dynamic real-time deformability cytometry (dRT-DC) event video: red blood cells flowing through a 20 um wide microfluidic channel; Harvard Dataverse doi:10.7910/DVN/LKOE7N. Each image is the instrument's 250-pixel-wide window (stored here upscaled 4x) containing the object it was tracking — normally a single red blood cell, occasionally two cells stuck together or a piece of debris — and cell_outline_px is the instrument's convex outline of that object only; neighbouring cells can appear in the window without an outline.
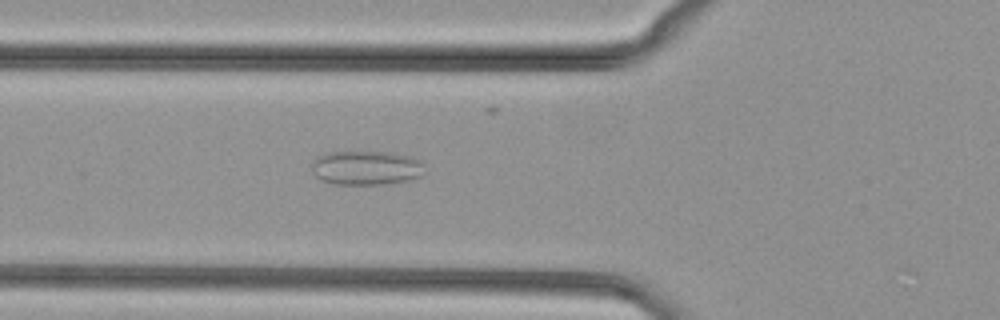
{"species": "common noctule bat (a hibernating species)", "species_latin": "Nyctalus noctula", "temperature_condition": "cold", "stored_images_in_passage": 46, "camera_frame_rate_fps": 3000, "um_per_image_px": 0.085, "animal": {"sex": "female", "body_mass_g": 29.2, "forearm_length_mm": 56.3}, "frame": {"image": 1, "passage_image": 15, "time_ms": 4.667, "image_size_px": [1000, 320], "cell_outline_px": [[424, 164], [420, 176], [408, 180], [384, 184], [336, 184], [320, 180], [312, 172], [312, 160], [316, 156], [324, 152], [392, 152], [412, 156], [424, 160]], "centroid_in_image_um": [31.11, 14.25], "position_along_channel_um": 94.7, "area_um2": 22.83}}
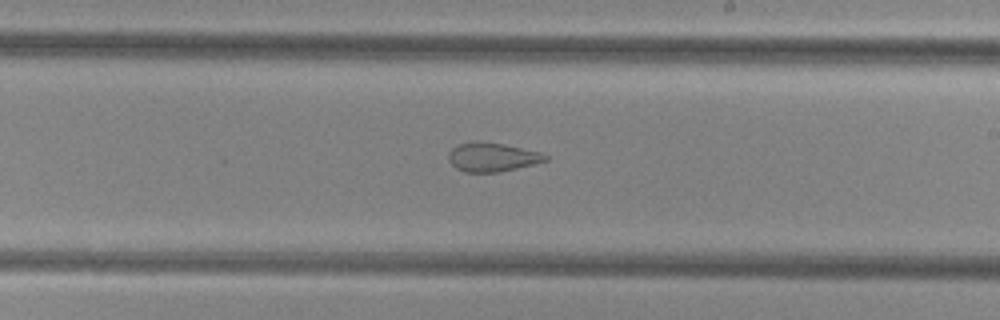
{"frame": {"image": 2, "passage_image": 26, "time_ms": 8.333, "image_size_px": [1000, 320], "cell_outline_px": [[548, 160], [500, 172], [464, 172], [456, 168], [448, 160], [448, 152], [452, 148], [460, 144], [504, 144], [540, 152], [548, 156]], "centroid_in_image_um": [41.85, 13.4], "position_along_channel_um": 247.2, "area_um2": 15.66}}
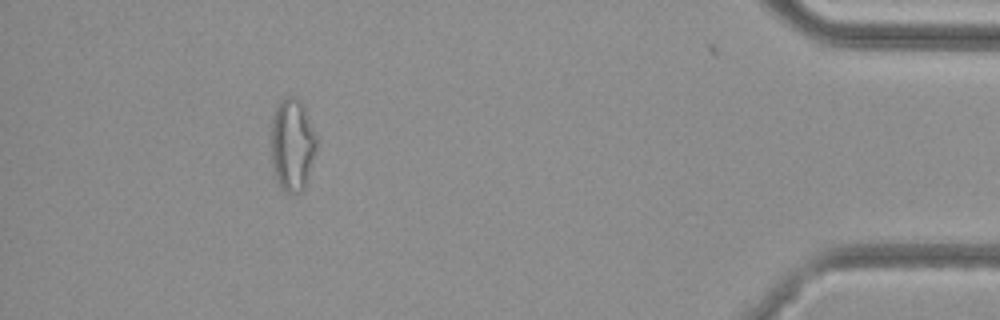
{"frame": {"image": 3, "passage_image": 42, "time_ms": 13.667, "image_size_px": [1000, 320], "cell_outline_px": [[316, 152], [308, 176], [300, 192], [292, 196], [284, 192], [276, 176], [272, 164], [272, 116], [280, 100], [288, 96], [292, 96], [300, 100], [304, 104], [316, 136]], "centroid_in_image_um": [24.85, 12.29], "position_along_channel_um": 410.3, "area_um2": 24.39}}